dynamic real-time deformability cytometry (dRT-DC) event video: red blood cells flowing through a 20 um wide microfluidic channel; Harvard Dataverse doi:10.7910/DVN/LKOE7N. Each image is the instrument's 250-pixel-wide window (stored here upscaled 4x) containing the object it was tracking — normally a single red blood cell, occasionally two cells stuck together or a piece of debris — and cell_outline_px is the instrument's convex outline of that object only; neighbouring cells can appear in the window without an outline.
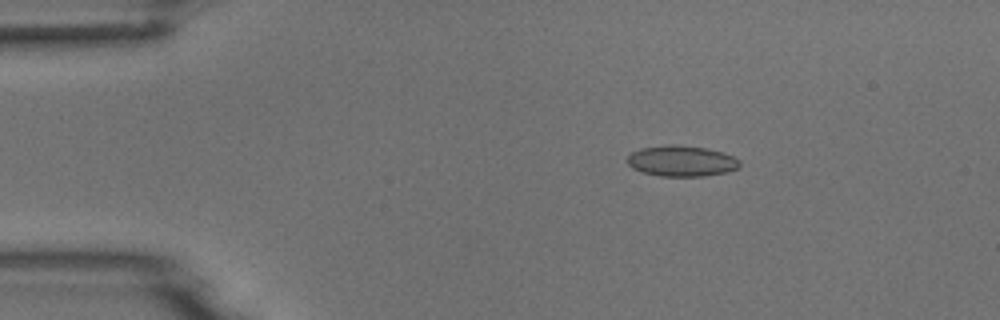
{"species": "common noctule bat (a hibernating species)", "species_latin": "Nyctalus noctula", "temperature_condition": "room temperature", "stored_images_in_passage": 5, "camera_frame_rate_fps": 3000, "um_per_image_px": 0.085, "animal": {"sex": "male", "body_mass_g": 18.8}, "frame": {"image": 1, "passage_image": 3, "time_ms": 2.333, "image_size_px": [1000, 320], "cell_outline_px": [[740, 168], [728, 172], [704, 176], [660, 176], [640, 172], [632, 168], [628, 164], [628, 156], [632, 152], [640, 148], [668, 144], [672, 144], [708, 148], [724, 152], [740, 160]], "centroid_in_image_um": [57.95, 13.68], "position_along_channel_um": 27.1, "area_um2": 20.46}}
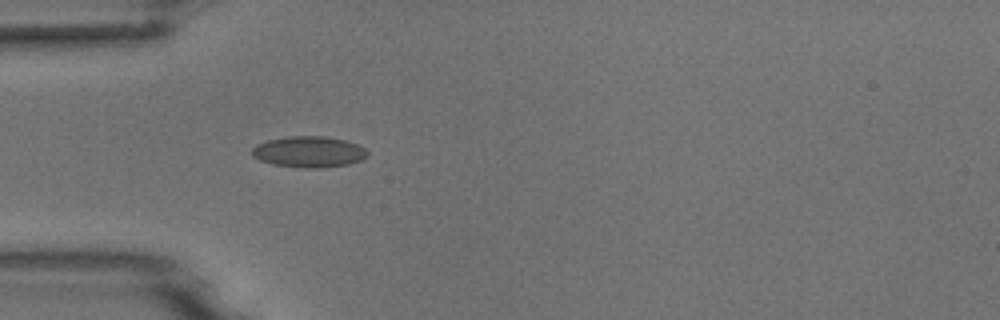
{"frame": {"image": 2, "passage_image": 5, "time_ms": 4.667, "image_size_px": [1000, 320], "cell_outline_px": [[368, 156], [360, 160], [348, 164], [320, 168], [300, 168], [272, 164], [260, 160], [252, 156], [252, 148], [256, 144], [268, 140], [288, 136], [324, 136], [344, 140], [356, 144], [364, 148], [368, 152]], "centroid_in_image_um": [26.23, 12.91], "position_along_channel_um": 58.8, "area_um2": 20.92}}